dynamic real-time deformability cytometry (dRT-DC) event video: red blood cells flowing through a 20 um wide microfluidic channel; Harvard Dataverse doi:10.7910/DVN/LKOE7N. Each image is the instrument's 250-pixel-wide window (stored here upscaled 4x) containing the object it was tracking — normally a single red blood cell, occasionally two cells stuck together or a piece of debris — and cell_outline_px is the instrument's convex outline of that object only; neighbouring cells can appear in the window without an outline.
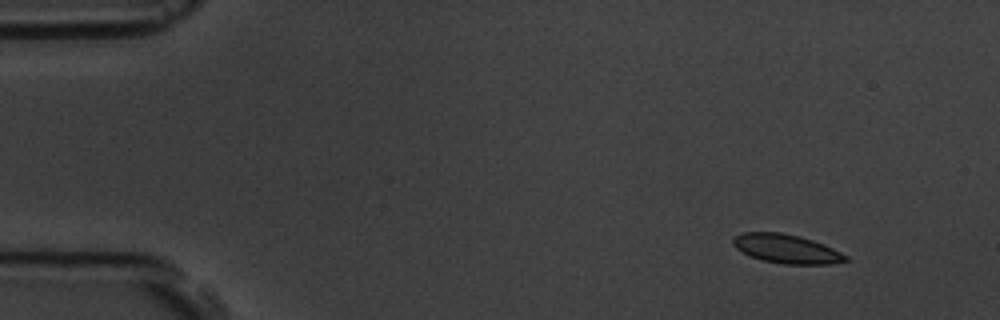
{"species": "common noctule bat (a hibernating species)", "species_latin": "Nyctalus noctula", "temperature_condition": "room temperature", "stored_images_in_passage": 4, "camera_frame_rate_fps": 3000, "um_per_image_px": 0.085, "animal": {"sex": "male", "body_mass_g": 19.5, "forearm_length_mm": 54.6}, "frame": {"image": 1, "passage_image": 1, "time_ms": 0.0, "image_size_px": [1000, 320], "cell_outline_px": [[848, 260], [832, 264], [784, 264], [764, 260], [752, 256], [736, 248], [732, 244], [732, 240], [736, 236], [744, 232], [780, 232], [800, 236], [824, 244], [848, 256]], "centroid_in_image_um": [66.87, 21.14], "position_along_channel_um": 18.1, "area_um2": 18.79}}
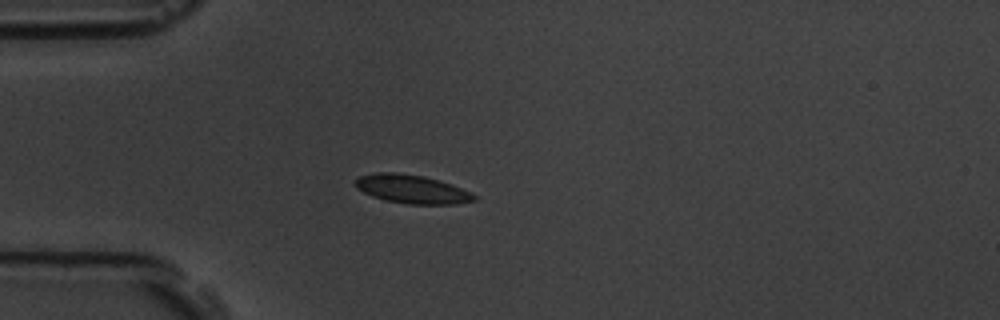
{"frame": {"image": 2, "passage_image": 4, "time_ms": 1.0, "image_size_px": [1000, 320], "cell_outline_px": [[476, 200], [456, 204], [408, 204], [384, 200], [372, 196], [356, 188], [356, 180], [360, 176], [376, 172], [396, 172], [424, 176], [440, 180], [472, 192], [476, 196]], "centroid_in_image_um": [35.03, 16.07], "position_along_channel_um": 50.0, "area_um2": 19.83}}